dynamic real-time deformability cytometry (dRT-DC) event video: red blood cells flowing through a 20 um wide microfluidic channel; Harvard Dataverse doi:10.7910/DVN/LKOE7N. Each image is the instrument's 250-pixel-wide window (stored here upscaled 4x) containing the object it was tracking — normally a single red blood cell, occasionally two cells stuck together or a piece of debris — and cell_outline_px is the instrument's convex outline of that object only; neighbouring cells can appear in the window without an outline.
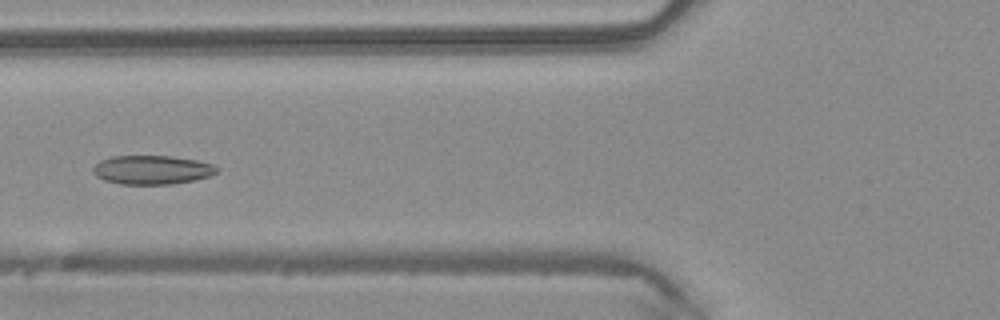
{"species": "common noctule bat (a hibernating species)", "species_latin": "Nyctalus noctula", "temperature_condition": "warm", "stored_images_in_passage": 47, "camera_frame_rate_fps": 3000, "um_per_image_px": 0.085, "animal": {"sex": "male", "body_mass_g": 20.4}, "frame": {"image": 1, "passage_image": 18, "time_ms": 5.667, "image_size_px": [1000, 320], "cell_outline_px": [[220, 168], [212, 176], [196, 180], [172, 184], [120, 184], [104, 180], [96, 176], [92, 172], [92, 168], [100, 160], [112, 156], [172, 156], [196, 160], [212, 164]], "centroid_in_image_um": [12.93, 14.44], "position_along_channel_um": 112.9, "area_um2": 21.04}}
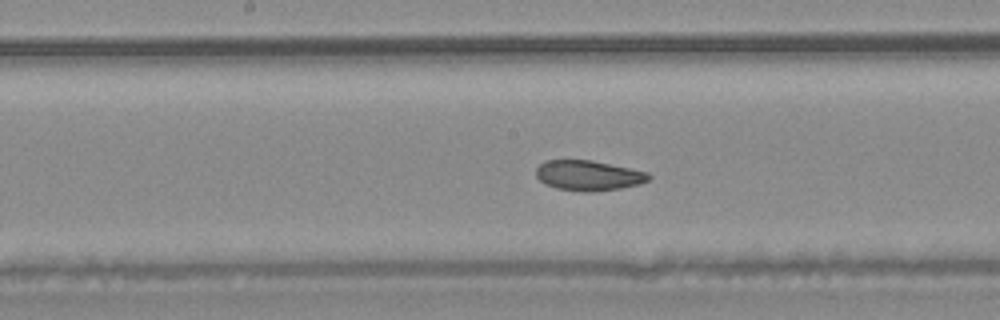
{"frame": {"image": 2, "passage_image": 24, "time_ms": 7.667, "image_size_px": [1000, 320], "cell_outline_px": [[652, 176], [648, 180], [640, 184], [620, 188], [592, 192], [584, 192], [556, 188], [544, 184], [536, 176], [536, 168], [544, 160], [592, 160], [648, 172]], "centroid_in_image_um": [50.0, 14.91], "position_along_channel_um": 198.2, "area_um2": 19.88}}
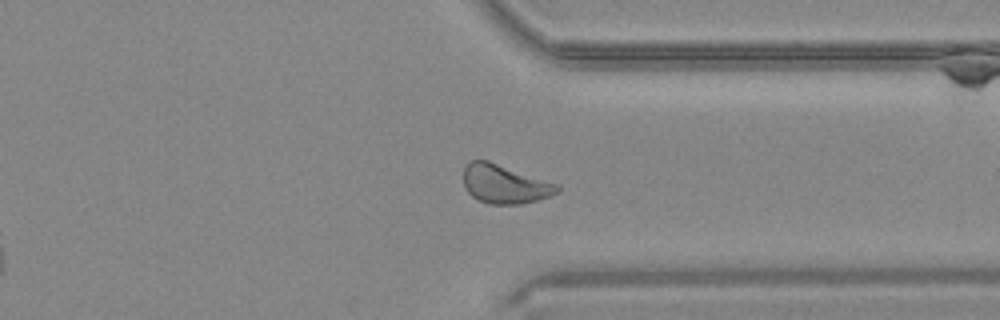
{"frame": {"image": 3, "passage_image": 36, "time_ms": 11.667, "image_size_px": [1000, 320], "cell_outline_px": [[560, 192], [536, 200], [520, 204], [488, 204], [476, 200], [468, 192], [464, 184], [464, 168], [468, 160], [488, 160], [560, 184]], "centroid_in_image_um": [42.9, 15.64], "position_along_channel_um": 368.5, "area_um2": 21.44}}